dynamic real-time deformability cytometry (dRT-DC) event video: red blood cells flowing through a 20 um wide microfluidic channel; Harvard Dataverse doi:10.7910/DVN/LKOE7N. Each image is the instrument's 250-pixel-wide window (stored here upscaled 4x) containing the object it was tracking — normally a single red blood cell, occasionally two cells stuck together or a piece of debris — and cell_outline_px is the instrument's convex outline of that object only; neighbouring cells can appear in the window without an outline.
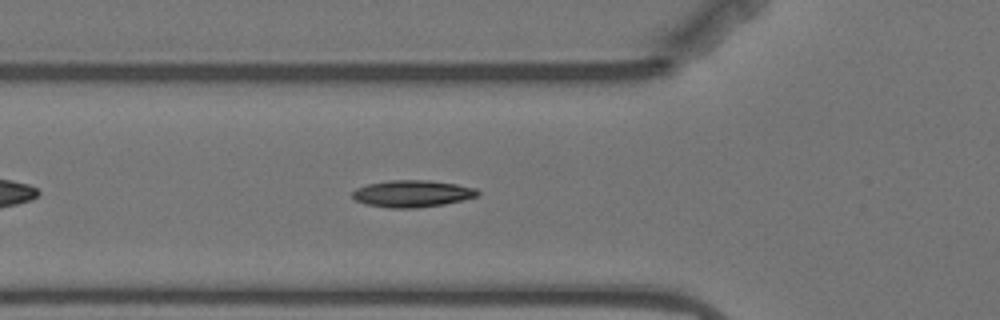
{"species": "Egyptian fruit bat (a non-hibernating species)", "species_latin": "Rousettus aegyptiacus", "temperature_condition": "warm", "stored_images_in_passage": 44, "camera_frame_rate_fps": 3000, "um_per_image_px": 0.085, "animal": {"sex": "female"}, "frame": {"image": 1, "passage_image": 9, "time_ms": 2.667, "image_size_px": [1000, 320], "cell_outline_px": [[480, 192], [476, 196], [464, 200], [444, 204], [416, 208], [388, 208], [364, 204], [356, 200], [352, 196], [352, 192], [356, 188], [368, 184], [388, 180], [428, 180], [456, 184], [476, 188]], "centroid_in_image_um": [35.03, 16.46], "position_along_channel_um": 90.8, "area_um2": 19.71}}
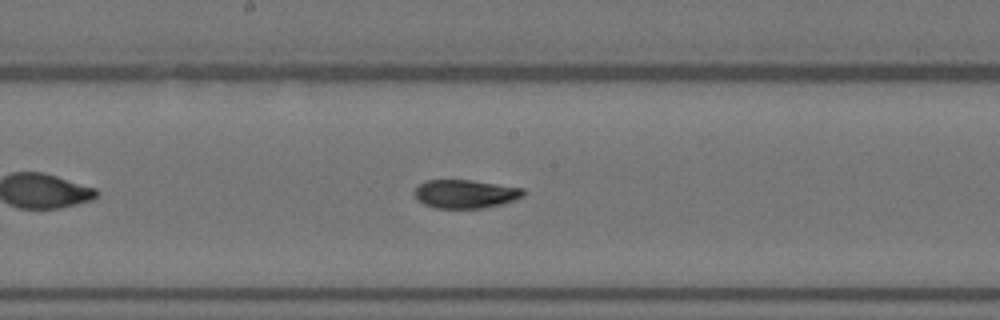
{"frame": {"image": 2, "passage_image": 19, "time_ms": 6.0, "image_size_px": [1000, 320], "cell_outline_px": [[524, 196], [516, 200], [500, 204], [480, 208], [436, 208], [424, 204], [416, 200], [412, 192], [424, 180], [472, 180], [524, 188]], "centroid_in_image_um": [39.53, 16.48], "position_along_channel_um": 208.7, "area_um2": 18.21}}
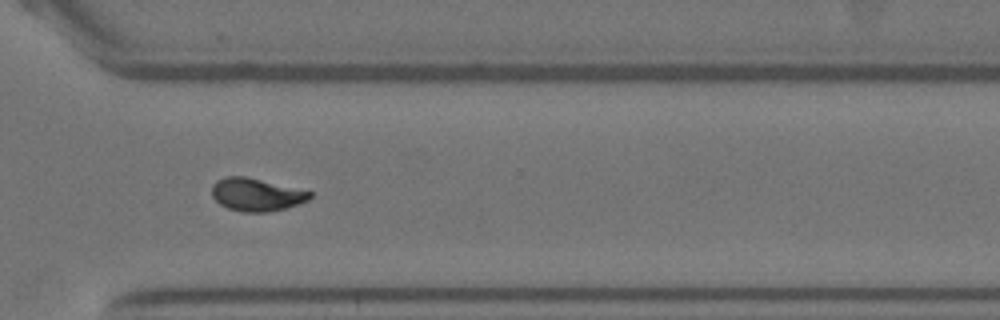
{"frame": {"image": 3, "passage_image": 31, "time_ms": 10.0, "image_size_px": [1000, 320], "cell_outline_px": [[312, 196], [308, 200], [300, 204], [268, 212], [244, 212], [228, 208], [220, 204], [212, 196], [212, 184], [216, 180], [224, 176], [244, 176], [312, 192]], "centroid_in_image_um": [21.76, 16.54], "position_along_channel_um": 348.8, "area_um2": 18.61}, "authors_computed_cell_mechanics": {"area_um2": 18.4671, "velocity_mm_per_s": 3.5059, "shape_relaxation_time_tau1_ms": null, "shape_relaxation_time_tau2_ms": 1.4385, "deformation_change_tau1": null, "deformation_change_tau2": 0.0607}}